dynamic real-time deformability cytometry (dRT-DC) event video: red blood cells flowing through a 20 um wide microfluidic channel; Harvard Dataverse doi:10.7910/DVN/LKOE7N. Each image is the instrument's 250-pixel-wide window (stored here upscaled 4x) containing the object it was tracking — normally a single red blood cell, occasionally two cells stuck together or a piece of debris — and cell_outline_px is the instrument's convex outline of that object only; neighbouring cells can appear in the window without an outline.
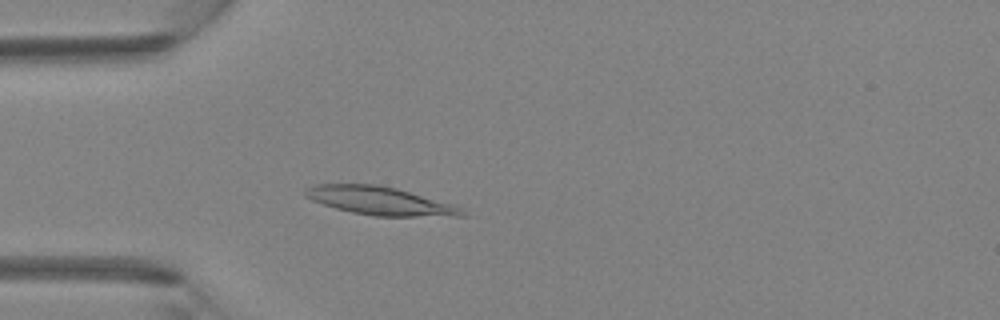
{"species": "Egyptian fruit bat (a non-hibernating species)", "species_latin": "Rousettus aegyptiacus", "temperature_condition": "room temperature", "stored_images_in_passage": 4, "camera_frame_rate_fps": 3000, "um_per_image_px": 0.085, "animal": {"sex": "female"}, "frame": {"image": 1, "passage_image": 4, "time_ms": 1.0, "image_size_px": [1000, 320], "cell_outline_px": [[468, 216], [376, 216], [352, 212], [336, 208], [312, 200], [304, 196], [304, 188], [316, 184], [380, 184], [396, 188], [452, 204], [460, 208]], "centroid_in_image_um": [32.26, 17.06], "position_along_channel_um": 52.7, "area_um2": 25.61}}